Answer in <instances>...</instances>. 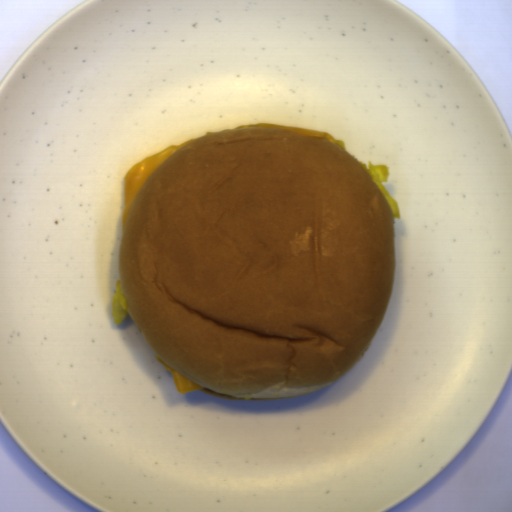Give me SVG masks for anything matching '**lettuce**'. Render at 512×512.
Segmentation results:
<instances>
[{
    "instance_id": "lettuce-1",
    "label": "lettuce",
    "mask_w": 512,
    "mask_h": 512,
    "mask_svg": "<svg viewBox=\"0 0 512 512\" xmlns=\"http://www.w3.org/2000/svg\"><path fill=\"white\" fill-rule=\"evenodd\" d=\"M358 162H360V161H358ZM360 163L364 168H366L371 173L374 181L376 182L379 189L383 193L384 197L388 201V203L392 209L394 218L401 220L400 207H399V203H398L397 199L395 197H393L382 184V183L388 182V180H389L390 173H391V169H390L389 165L375 164L374 162H372L370 160L368 162V167L365 165L364 162H360Z\"/></svg>"
},
{
    "instance_id": "lettuce-2",
    "label": "lettuce",
    "mask_w": 512,
    "mask_h": 512,
    "mask_svg": "<svg viewBox=\"0 0 512 512\" xmlns=\"http://www.w3.org/2000/svg\"><path fill=\"white\" fill-rule=\"evenodd\" d=\"M128 302L124 296V288L120 277L116 281V288L112 301V317L116 325H121L128 315Z\"/></svg>"
}]
</instances>
